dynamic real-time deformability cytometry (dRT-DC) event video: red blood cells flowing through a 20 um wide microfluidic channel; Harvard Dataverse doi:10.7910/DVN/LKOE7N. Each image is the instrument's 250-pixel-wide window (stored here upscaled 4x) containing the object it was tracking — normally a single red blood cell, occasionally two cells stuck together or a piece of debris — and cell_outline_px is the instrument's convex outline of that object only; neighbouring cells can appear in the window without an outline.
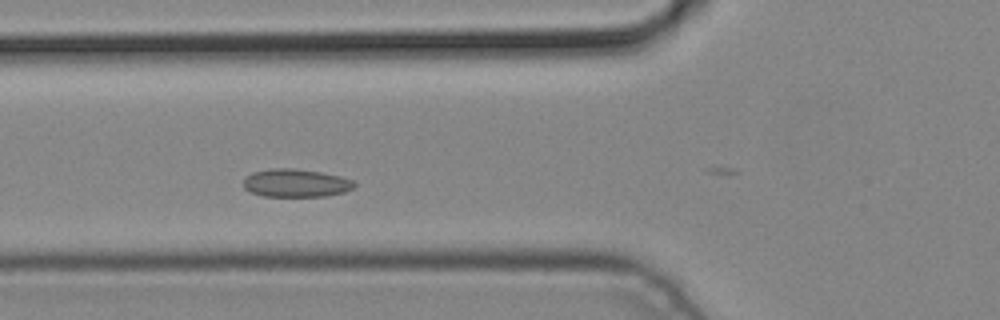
{"species": "common noctule bat (a hibernating species)", "species_latin": "Nyctalus noctula", "temperature_condition": "cold", "stored_images_in_passage": 4, "camera_frame_rate_fps": 3000, "um_per_image_px": 0.085, "animal": {"sex": "male", "body_mass_g": 19.2, "forearm_length_mm": 51.8}, "frame": {"image": 1, "passage_image": 3, "time_ms": 0.667, "image_size_px": [1000, 320], "cell_outline_px": [[356, 184], [352, 188], [344, 192], [328, 196], [264, 196], [252, 192], [244, 188], [244, 180], [252, 172], [272, 168], [296, 168], [320, 172], [340, 176], [352, 180]], "centroid_in_image_um": [25.16, 15.55], "position_along_channel_um": 100.6, "area_um2": 18.03}}
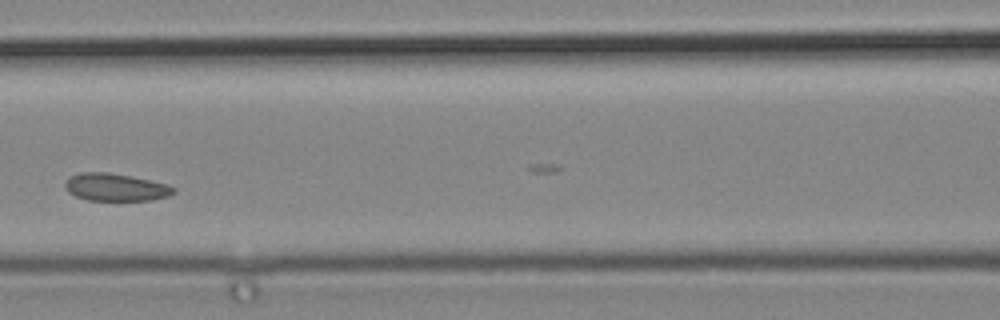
{"frame": {"image": 2, "passage_image": 4, "time_ms": 1.0, "image_size_px": [1000, 320], "cell_outline_px": [[176, 192], [168, 196], [152, 200], [88, 200], [76, 196], [68, 192], [64, 188], [64, 184], [68, 176], [80, 172], [108, 172], [168, 184], [176, 188]], "centroid_in_image_um": [9.8, 15.91], "position_along_channel_um": 156.8, "area_um2": 17.46}}